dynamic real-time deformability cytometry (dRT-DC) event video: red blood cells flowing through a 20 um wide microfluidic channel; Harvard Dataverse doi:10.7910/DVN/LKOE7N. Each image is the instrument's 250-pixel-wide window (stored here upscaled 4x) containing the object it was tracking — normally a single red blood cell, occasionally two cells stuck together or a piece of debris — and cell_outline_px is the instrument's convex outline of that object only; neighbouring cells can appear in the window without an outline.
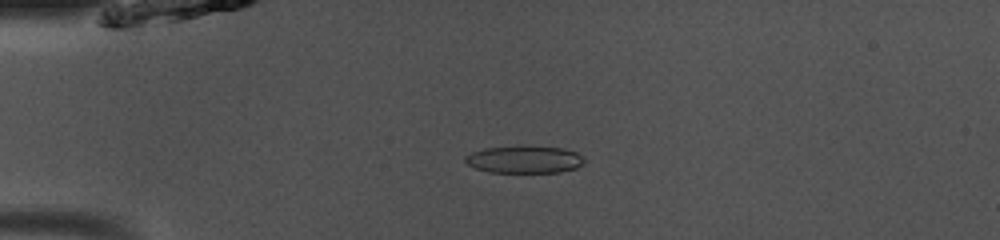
{"species": "common noctule bat (a hibernating species)", "species_latin": "Nyctalus noctula", "temperature_condition": "room temperature", "stored_images_in_passage": 50, "camera_frame_rate_fps": 3000, "um_per_image_px": 0.085, "animal": {"sex": "male", "body_mass_g": 13.0, "forearm_length_mm": 53.1}, "frame": {"image": 1, "passage_image": 13, "time_ms": 4.0, "image_size_px": [1000, 240], "cell_outline_px": [[584, 164], [576, 168], [560, 172], [488, 172], [476, 168], [468, 164], [464, 160], [464, 156], [472, 152], [484, 148], [520, 144], [564, 148], [576, 152], [584, 156]], "centroid_in_image_um": [44.59, 13.52], "position_along_channel_um": 40.4, "area_um2": 19.54}}
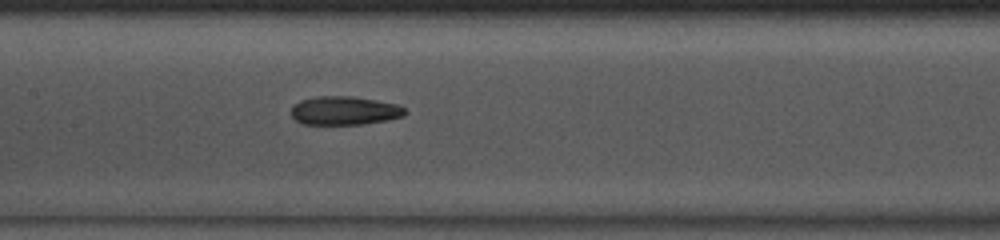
{"frame": {"image": 2, "passage_image": 25, "time_ms": 8.0, "image_size_px": [1000, 240], "cell_outline_px": [[408, 112], [404, 116], [388, 120], [364, 124], [304, 124], [296, 120], [292, 116], [292, 108], [300, 100], [320, 96], [352, 96], [376, 100], [396, 104], [404, 108]], "centroid_in_image_um": [29.32, 9.4], "position_along_channel_um": 178.1, "area_um2": 18.9}}
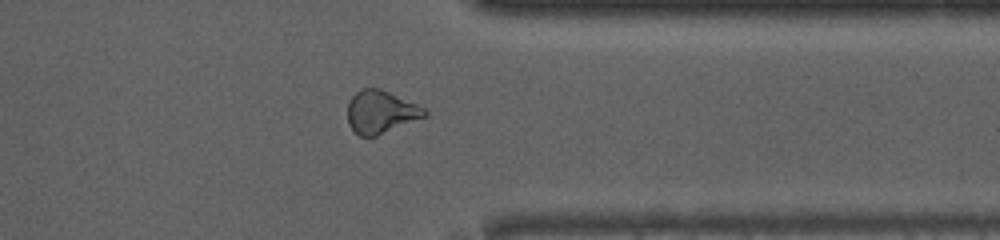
{"frame": {"image": 3, "passage_image": 40, "time_ms": 13.0, "image_size_px": [1000, 240], "cell_outline_px": [[428, 116], [376, 136], [360, 136], [348, 124], [348, 100], [360, 88], [380, 88], [416, 104], [424, 108], [428, 112]], "centroid_in_image_um": [32.37, 9.51], "position_along_channel_um": 379.0, "area_um2": 19.19}, "authors_computed_cell_mechanics": {"area_um2": 19.8543, "velocity_mm_per_s": 4.0823, "shape_relaxation_time_tau1_ms": null, "shape_relaxation_time_tau2_ms": 3.842, "deformation_change_tau1": null, "deformation_change_tau2": 0.099}}